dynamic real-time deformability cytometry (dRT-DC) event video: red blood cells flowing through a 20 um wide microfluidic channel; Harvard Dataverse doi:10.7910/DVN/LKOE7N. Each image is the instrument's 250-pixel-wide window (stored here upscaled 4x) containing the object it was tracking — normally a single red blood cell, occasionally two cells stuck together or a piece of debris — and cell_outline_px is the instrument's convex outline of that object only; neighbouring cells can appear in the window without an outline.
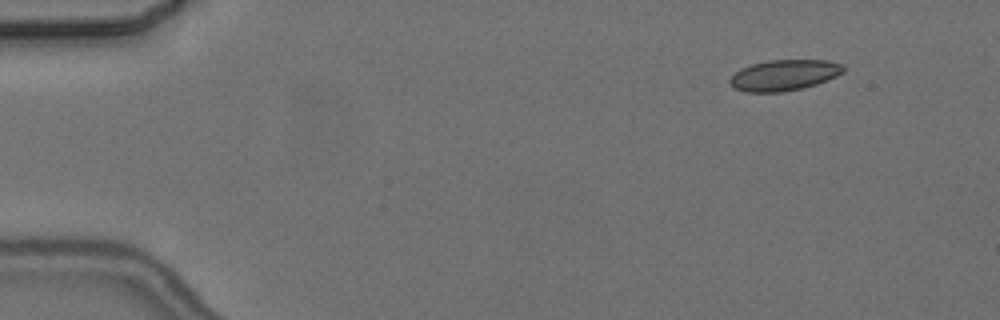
{"species": "common noctule bat (a hibernating species)", "species_latin": "Nyctalus noctula", "temperature_condition": "cold", "stored_images_in_passage": 5, "camera_frame_rate_fps": 3000, "um_per_image_px": 0.085, "animal": {"sex": "female", "body_mass_g": 24.6, "forearm_length_mm": 56.2}, "frame": {"image": 1, "passage_image": 2, "time_ms": 1.333, "image_size_px": [1000, 320], "cell_outline_px": [[844, 72], [836, 76], [816, 84], [800, 88], [780, 92], [744, 92], [728, 84], [728, 80], [740, 68], [752, 64], [768, 60], [824, 60], [844, 64]], "centroid_in_image_um": [66.63, 6.38], "position_along_channel_um": 18.4, "area_um2": 20.35}}